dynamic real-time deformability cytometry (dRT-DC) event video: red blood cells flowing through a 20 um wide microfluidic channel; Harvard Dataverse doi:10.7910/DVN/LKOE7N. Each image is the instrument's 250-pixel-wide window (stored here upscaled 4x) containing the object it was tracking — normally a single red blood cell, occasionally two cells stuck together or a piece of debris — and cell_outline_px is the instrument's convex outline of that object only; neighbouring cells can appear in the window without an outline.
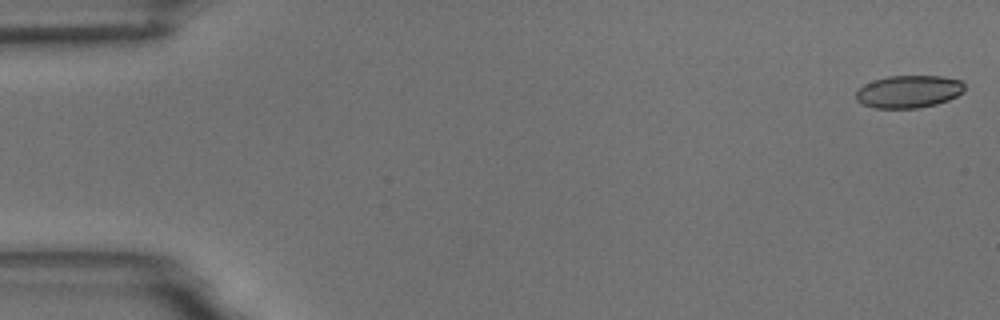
{"species": "common noctule bat (a hibernating species)", "species_latin": "Nyctalus noctula", "temperature_condition": "room temperature", "stored_images_in_passage": 11, "camera_frame_rate_fps": 3000, "um_per_image_px": 0.085, "animal": {"sex": "male", "body_mass_g": 18.8}, "frame": {"image": 1, "passage_image": 1, "time_ms": 0.0, "image_size_px": [1000, 320], "cell_outline_px": [[964, 92], [948, 100], [936, 104], [920, 108], [872, 108], [856, 100], [856, 88], [872, 80], [888, 76], [940, 76], [960, 80], [964, 84]], "centroid_in_image_um": [77.21, 7.78], "position_along_channel_um": 7.8, "area_um2": 20.75}}